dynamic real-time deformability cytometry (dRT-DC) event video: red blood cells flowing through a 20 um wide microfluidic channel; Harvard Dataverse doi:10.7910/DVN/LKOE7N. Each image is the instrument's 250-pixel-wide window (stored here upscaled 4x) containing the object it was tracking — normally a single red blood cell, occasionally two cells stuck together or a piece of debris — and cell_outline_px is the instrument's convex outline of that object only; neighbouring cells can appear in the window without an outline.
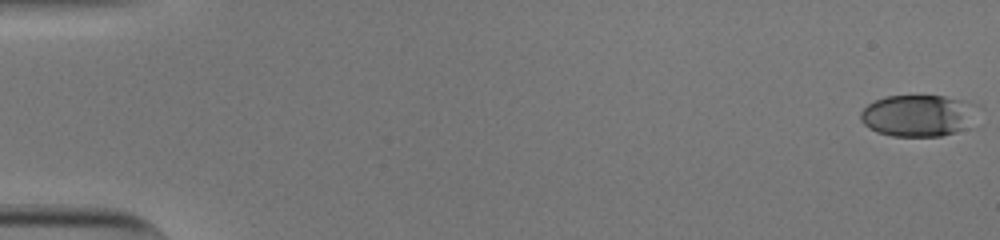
{"species": "human", "species_latin": "Homo sapiens", "temperature_condition": "cold", "stored_images_in_passage": 55, "camera_frame_rate_fps": 3000, "um_per_image_px": 0.085, "donor": {"sex": "male"}, "frame": {"image": 1, "passage_image": 1, "time_ms": 0.0, "image_size_px": [1000, 240], "cell_outline_px": [[972, 128], [940, 136], [892, 136], [876, 132], [868, 128], [860, 120], [860, 112], [868, 104], [884, 96], [944, 96], [960, 100], [968, 104]], "centroid_in_image_um": [77.91, 9.85], "position_along_channel_um": 7.1, "area_um2": 27.86}}
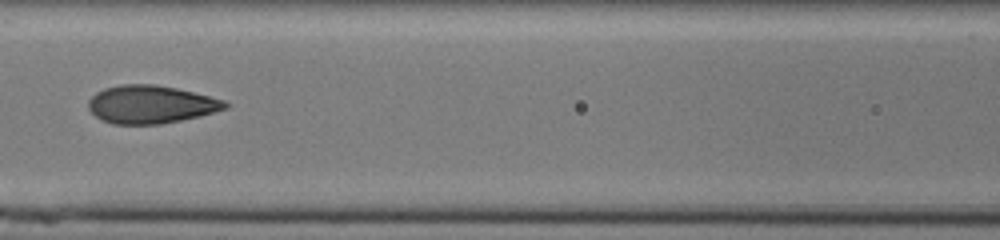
{"frame": {"image": 2, "passage_image": 26, "time_ms": 8.333, "image_size_px": [1000, 240], "cell_outline_px": [[232, 104], [228, 108], [200, 116], [160, 124], [112, 124], [100, 120], [88, 108], [88, 100], [96, 92], [104, 88], [120, 84], [152, 84], [176, 88], [224, 100]], "centroid_in_image_um": [12.81, 8.88], "position_along_channel_um": 153.8, "area_um2": 30.35}}
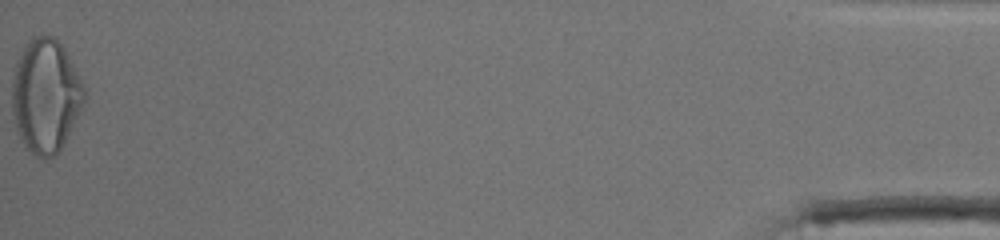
{"frame": {"image": 3, "passage_image": 55, "time_ms": 18.0, "image_size_px": [1000, 240], "cell_outline_px": [[88, 96], [56, 156], [44, 160], [36, 156], [24, 148], [16, 132], [12, 112], [12, 80], [16, 60], [24, 44], [32, 36], [52, 36], [64, 48]], "centroid_in_image_um": [3.84, 8.17], "position_along_channel_um": 431.4, "area_um2": 48.09}, "authors_computed_cell_mechanics": {"area_um2": 29.6514, "velocity_mm_per_s": 3.8391, "shape_relaxation_time_tau1_ms": 6.6423, "shape_relaxation_time_tau2_ms": 0.8721, "deformation_change_tau1": 0.2163, "deformation_change_tau2": 0.0736}}